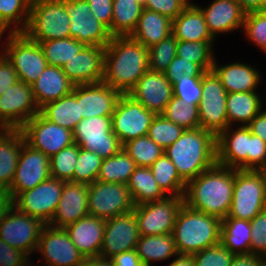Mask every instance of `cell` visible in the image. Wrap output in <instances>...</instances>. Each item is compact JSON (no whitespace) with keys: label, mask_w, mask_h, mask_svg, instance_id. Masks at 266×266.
Returning a JSON list of instances; mask_svg holds the SVG:
<instances>
[{"label":"cell","mask_w":266,"mask_h":266,"mask_svg":"<svg viewBox=\"0 0 266 266\" xmlns=\"http://www.w3.org/2000/svg\"><path fill=\"white\" fill-rule=\"evenodd\" d=\"M24 142L20 129H0V190L11 187Z\"/></svg>","instance_id":"obj_29"},{"label":"cell","mask_w":266,"mask_h":266,"mask_svg":"<svg viewBox=\"0 0 266 266\" xmlns=\"http://www.w3.org/2000/svg\"><path fill=\"white\" fill-rule=\"evenodd\" d=\"M164 153L187 183L217 163L216 136L201 127L186 129Z\"/></svg>","instance_id":"obj_3"},{"label":"cell","mask_w":266,"mask_h":266,"mask_svg":"<svg viewBox=\"0 0 266 266\" xmlns=\"http://www.w3.org/2000/svg\"><path fill=\"white\" fill-rule=\"evenodd\" d=\"M63 187V180L50 177L36 187L19 193L12 200V205L47 225L55 214Z\"/></svg>","instance_id":"obj_12"},{"label":"cell","mask_w":266,"mask_h":266,"mask_svg":"<svg viewBox=\"0 0 266 266\" xmlns=\"http://www.w3.org/2000/svg\"><path fill=\"white\" fill-rule=\"evenodd\" d=\"M149 168L158 186L165 194L167 193V196H184L186 182L180 177L176 167L165 153Z\"/></svg>","instance_id":"obj_39"},{"label":"cell","mask_w":266,"mask_h":266,"mask_svg":"<svg viewBox=\"0 0 266 266\" xmlns=\"http://www.w3.org/2000/svg\"><path fill=\"white\" fill-rule=\"evenodd\" d=\"M234 254L221 243L193 254L195 266H230Z\"/></svg>","instance_id":"obj_52"},{"label":"cell","mask_w":266,"mask_h":266,"mask_svg":"<svg viewBox=\"0 0 266 266\" xmlns=\"http://www.w3.org/2000/svg\"><path fill=\"white\" fill-rule=\"evenodd\" d=\"M156 114L129 94H121L112 114V131L121 144L145 136Z\"/></svg>","instance_id":"obj_13"},{"label":"cell","mask_w":266,"mask_h":266,"mask_svg":"<svg viewBox=\"0 0 266 266\" xmlns=\"http://www.w3.org/2000/svg\"><path fill=\"white\" fill-rule=\"evenodd\" d=\"M137 1H138L139 3H141L142 5H144L146 0H137Z\"/></svg>","instance_id":"obj_68"},{"label":"cell","mask_w":266,"mask_h":266,"mask_svg":"<svg viewBox=\"0 0 266 266\" xmlns=\"http://www.w3.org/2000/svg\"><path fill=\"white\" fill-rule=\"evenodd\" d=\"M243 30L248 39L266 51V11L247 13Z\"/></svg>","instance_id":"obj_51"},{"label":"cell","mask_w":266,"mask_h":266,"mask_svg":"<svg viewBox=\"0 0 266 266\" xmlns=\"http://www.w3.org/2000/svg\"><path fill=\"white\" fill-rule=\"evenodd\" d=\"M111 117L82 119L73 130L74 143L84 150L97 153L102 159L114 156L123 145L112 131Z\"/></svg>","instance_id":"obj_8"},{"label":"cell","mask_w":266,"mask_h":266,"mask_svg":"<svg viewBox=\"0 0 266 266\" xmlns=\"http://www.w3.org/2000/svg\"><path fill=\"white\" fill-rule=\"evenodd\" d=\"M88 194L87 184L64 181L62 196L48 225L65 228L67 225L89 215Z\"/></svg>","instance_id":"obj_25"},{"label":"cell","mask_w":266,"mask_h":266,"mask_svg":"<svg viewBox=\"0 0 266 266\" xmlns=\"http://www.w3.org/2000/svg\"><path fill=\"white\" fill-rule=\"evenodd\" d=\"M266 167V142L250 131V153L248 170H260Z\"/></svg>","instance_id":"obj_56"},{"label":"cell","mask_w":266,"mask_h":266,"mask_svg":"<svg viewBox=\"0 0 266 266\" xmlns=\"http://www.w3.org/2000/svg\"><path fill=\"white\" fill-rule=\"evenodd\" d=\"M144 6L137 0H113L112 36H130L137 26Z\"/></svg>","instance_id":"obj_38"},{"label":"cell","mask_w":266,"mask_h":266,"mask_svg":"<svg viewBox=\"0 0 266 266\" xmlns=\"http://www.w3.org/2000/svg\"><path fill=\"white\" fill-rule=\"evenodd\" d=\"M47 65L63 67L69 59L80 53L86 45L74 38L54 39L39 42Z\"/></svg>","instance_id":"obj_42"},{"label":"cell","mask_w":266,"mask_h":266,"mask_svg":"<svg viewBox=\"0 0 266 266\" xmlns=\"http://www.w3.org/2000/svg\"><path fill=\"white\" fill-rule=\"evenodd\" d=\"M242 10L247 14L250 12L266 11V0H237Z\"/></svg>","instance_id":"obj_63"},{"label":"cell","mask_w":266,"mask_h":266,"mask_svg":"<svg viewBox=\"0 0 266 266\" xmlns=\"http://www.w3.org/2000/svg\"><path fill=\"white\" fill-rule=\"evenodd\" d=\"M3 51L21 82L31 85L47 66L40 44L24 33H10Z\"/></svg>","instance_id":"obj_9"},{"label":"cell","mask_w":266,"mask_h":266,"mask_svg":"<svg viewBox=\"0 0 266 266\" xmlns=\"http://www.w3.org/2000/svg\"><path fill=\"white\" fill-rule=\"evenodd\" d=\"M230 266H266V259L257 254L235 255Z\"/></svg>","instance_id":"obj_60"},{"label":"cell","mask_w":266,"mask_h":266,"mask_svg":"<svg viewBox=\"0 0 266 266\" xmlns=\"http://www.w3.org/2000/svg\"><path fill=\"white\" fill-rule=\"evenodd\" d=\"M227 91L213 70L202 75V97L198 105L199 123L216 137L228 127Z\"/></svg>","instance_id":"obj_7"},{"label":"cell","mask_w":266,"mask_h":266,"mask_svg":"<svg viewBox=\"0 0 266 266\" xmlns=\"http://www.w3.org/2000/svg\"><path fill=\"white\" fill-rule=\"evenodd\" d=\"M40 113L52 123L73 131L83 119L76 99V85L70 94L43 106Z\"/></svg>","instance_id":"obj_33"},{"label":"cell","mask_w":266,"mask_h":266,"mask_svg":"<svg viewBox=\"0 0 266 266\" xmlns=\"http://www.w3.org/2000/svg\"><path fill=\"white\" fill-rule=\"evenodd\" d=\"M214 41H178L176 56L198 64L204 71L212 70L214 60L212 43Z\"/></svg>","instance_id":"obj_45"},{"label":"cell","mask_w":266,"mask_h":266,"mask_svg":"<svg viewBox=\"0 0 266 266\" xmlns=\"http://www.w3.org/2000/svg\"><path fill=\"white\" fill-rule=\"evenodd\" d=\"M70 18V37L86 46L106 47L112 35L93 14L86 0H66Z\"/></svg>","instance_id":"obj_17"},{"label":"cell","mask_w":266,"mask_h":266,"mask_svg":"<svg viewBox=\"0 0 266 266\" xmlns=\"http://www.w3.org/2000/svg\"><path fill=\"white\" fill-rule=\"evenodd\" d=\"M81 266H115V265L112 259L97 256L93 258H87Z\"/></svg>","instance_id":"obj_65"},{"label":"cell","mask_w":266,"mask_h":266,"mask_svg":"<svg viewBox=\"0 0 266 266\" xmlns=\"http://www.w3.org/2000/svg\"><path fill=\"white\" fill-rule=\"evenodd\" d=\"M73 88L74 84L63 69L52 65H47L37 80L31 84V90L39 109L47 103L70 94Z\"/></svg>","instance_id":"obj_28"},{"label":"cell","mask_w":266,"mask_h":266,"mask_svg":"<svg viewBox=\"0 0 266 266\" xmlns=\"http://www.w3.org/2000/svg\"><path fill=\"white\" fill-rule=\"evenodd\" d=\"M251 133L266 142V110L261 111L247 125Z\"/></svg>","instance_id":"obj_62"},{"label":"cell","mask_w":266,"mask_h":266,"mask_svg":"<svg viewBox=\"0 0 266 266\" xmlns=\"http://www.w3.org/2000/svg\"><path fill=\"white\" fill-rule=\"evenodd\" d=\"M251 232L250 221L225 217L221 224L220 243L234 255L249 254Z\"/></svg>","instance_id":"obj_35"},{"label":"cell","mask_w":266,"mask_h":266,"mask_svg":"<svg viewBox=\"0 0 266 266\" xmlns=\"http://www.w3.org/2000/svg\"><path fill=\"white\" fill-rule=\"evenodd\" d=\"M123 150L135 161L136 166L141 167H150L164 154V150L147 135L126 142Z\"/></svg>","instance_id":"obj_44"},{"label":"cell","mask_w":266,"mask_h":266,"mask_svg":"<svg viewBox=\"0 0 266 266\" xmlns=\"http://www.w3.org/2000/svg\"><path fill=\"white\" fill-rule=\"evenodd\" d=\"M20 130L28 145L49 158L74 144L73 131L52 123L40 112L27 121Z\"/></svg>","instance_id":"obj_14"},{"label":"cell","mask_w":266,"mask_h":266,"mask_svg":"<svg viewBox=\"0 0 266 266\" xmlns=\"http://www.w3.org/2000/svg\"><path fill=\"white\" fill-rule=\"evenodd\" d=\"M27 256L20 249L14 248L0 239V266H24L30 260Z\"/></svg>","instance_id":"obj_57"},{"label":"cell","mask_w":266,"mask_h":266,"mask_svg":"<svg viewBox=\"0 0 266 266\" xmlns=\"http://www.w3.org/2000/svg\"><path fill=\"white\" fill-rule=\"evenodd\" d=\"M90 5L92 14L104 24L111 33V21L113 18V0H86Z\"/></svg>","instance_id":"obj_58"},{"label":"cell","mask_w":266,"mask_h":266,"mask_svg":"<svg viewBox=\"0 0 266 266\" xmlns=\"http://www.w3.org/2000/svg\"><path fill=\"white\" fill-rule=\"evenodd\" d=\"M140 233L134 211L106 220L100 255L112 258L125 251L136 249Z\"/></svg>","instance_id":"obj_20"},{"label":"cell","mask_w":266,"mask_h":266,"mask_svg":"<svg viewBox=\"0 0 266 266\" xmlns=\"http://www.w3.org/2000/svg\"><path fill=\"white\" fill-rule=\"evenodd\" d=\"M105 47L86 46L62 67L74 85L98 83L104 75Z\"/></svg>","instance_id":"obj_23"},{"label":"cell","mask_w":266,"mask_h":266,"mask_svg":"<svg viewBox=\"0 0 266 266\" xmlns=\"http://www.w3.org/2000/svg\"><path fill=\"white\" fill-rule=\"evenodd\" d=\"M121 93L103 81L76 85V99L83 119L96 116H112Z\"/></svg>","instance_id":"obj_24"},{"label":"cell","mask_w":266,"mask_h":266,"mask_svg":"<svg viewBox=\"0 0 266 266\" xmlns=\"http://www.w3.org/2000/svg\"><path fill=\"white\" fill-rule=\"evenodd\" d=\"M266 208V189L260 170L235 169L232 203L227 217L251 221Z\"/></svg>","instance_id":"obj_6"},{"label":"cell","mask_w":266,"mask_h":266,"mask_svg":"<svg viewBox=\"0 0 266 266\" xmlns=\"http://www.w3.org/2000/svg\"><path fill=\"white\" fill-rule=\"evenodd\" d=\"M30 264H32V263H30V261H28L24 266H33V264L32 265H30Z\"/></svg>","instance_id":"obj_69"},{"label":"cell","mask_w":266,"mask_h":266,"mask_svg":"<svg viewBox=\"0 0 266 266\" xmlns=\"http://www.w3.org/2000/svg\"><path fill=\"white\" fill-rule=\"evenodd\" d=\"M183 197L167 196L165 199L136 205L133 209L140 236H154L173 232Z\"/></svg>","instance_id":"obj_10"},{"label":"cell","mask_w":266,"mask_h":266,"mask_svg":"<svg viewBox=\"0 0 266 266\" xmlns=\"http://www.w3.org/2000/svg\"><path fill=\"white\" fill-rule=\"evenodd\" d=\"M136 167L135 161L122 148L114 156L103 159L97 181L127 185Z\"/></svg>","instance_id":"obj_40"},{"label":"cell","mask_w":266,"mask_h":266,"mask_svg":"<svg viewBox=\"0 0 266 266\" xmlns=\"http://www.w3.org/2000/svg\"><path fill=\"white\" fill-rule=\"evenodd\" d=\"M23 33L37 43L69 38L66 0H32L28 25Z\"/></svg>","instance_id":"obj_5"},{"label":"cell","mask_w":266,"mask_h":266,"mask_svg":"<svg viewBox=\"0 0 266 266\" xmlns=\"http://www.w3.org/2000/svg\"><path fill=\"white\" fill-rule=\"evenodd\" d=\"M168 266H195L193 255L177 254V258Z\"/></svg>","instance_id":"obj_66"},{"label":"cell","mask_w":266,"mask_h":266,"mask_svg":"<svg viewBox=\"0 0 266 266\" xmlns=\"http://www.w3.org/2000/svg\"><path fill=\"white\" fill-rule=\"evenodd\" d=\"M250 253L266 259V208L251 221Z\"/></svg>","instance_id":"obj_53"},{"label":"cell","mask_w":266,"mask_h":266,"mask_svg":"<svg viewBox=\"0 0 266 266\" xmlns=\"http://www.w3.org/2000/svg\"><path fill=\"white\" fill-rule=\"evenodd\" d=\"M50 177V158L24 142L12 185L7 192L13 200L19 193L36 187Z\"/></svg>","instance_id":"obj_18"},{"label":"cell","mask_w":266,"mask_h":266,"mask_svg":"<svg viewBox=\"0 0 266 266\" xmlns=\"http://www.w3.org/2000/svg\"><path fill=\"white\" fill-rule=\"evenodd\" d=\"M80 147L72 144L63 148L50 158V175L53 178L69 182L73 179Z\"/></svg>","instance_id":"obj_46"},{"label":"cell","mask_w":266,"mask_h":266,"mask_svg":"<svg viewBox=\"0 0 266 266\" xmlns=\"http://www.w3.org/2000/svg\"><path fill=\"white\" fill-rule=\"evenodd\" d=\"M45 225L41 220L22 213L12 206L0 223V239L30 257L31 253L37 250Z\"/></svg>","instance_id":"obj_15"},{"label":"cell","mask_w":266,"mask_h":266,"mask_svg":"<svg viewBox=\"0 0 266 266\" xmlns=\"http://www.w3.org/2000/svg\"><path fill=\"white\" fill-rule=\"evenodd\" d=\"M184 130L183 127L166 119L162 114H159L152 120L147 136L165 150L179 139Z\"/></svg>","instance_id":"obj_47"},{"label":"cell","mask_w":266,"mask_h":266,"mask_svg":"<svg viewBox=\"0 0 266 266\" xmlns=\"http://www.w3.org/2000/svg\"><path fill=\"white\" fill-rule=\"evenodd\" d=\"M204 72L205 71L198 64L192 63L189 60L186 61L179 56H175L164 74L169 82L173 84L177 79L181 77L183 78L185 74L189 76H202Z\"/></svg>","instance_id":"obj_54"},{"label":"cell","mask_w":266,"mask_h":266,"mask_svg":"<svg viewBox=\"0 0 266 266\" xmlns=\"http://www.w3.org/2000/svg\"><path fill=\"white\" fill-rule=\"evenodd\" d=\"M162 115L185 130L200 127L198 105L186 103L175 96L169 101Z\"/></svg>","instance_id":"obj_43"},{"label":"cell","mask_w":266,"mask_h":266,"mask_svg":"<svg viewBox=\"0 0 266 266\" xmlns=\"http://www.w3.org/2000/svg\"><path fill=\"white\" fill-rule=\"evenodd\" d=\"M173 96L182 99L186 103L199 105L202 97V76L186 75L175 81Z\"/></svg>","instance_id":"obj_50"},{"label":"cell","mask_w":266,"mask_h":266,"mask_svg":"<svg viewBox=\"0 0 266 266\" xmlns=\"http://www.w3.org/2000/svg\"><path fill=\"white\" fill-rule=\"evenodd\" d=\"M136 252L144 266H151L153 261L169 259L178 254L172 233L140 236Z\"/></svg>","instance_id":"obj_36"},{"label":"cell","mask_w":266,"mask_h":266,"mask_svg":"<svg viewBox=\"0 0 266 266\" xmlns=\"http://www.w3.org/2000/svg\"><path fill=\"white\" fill-rule=\"evenodd\" d=\"M37 250L47 266H81L86 260L64 228L48 224L41 232Z\"/></svg>","instance_id":"obj_19"},{"label":"cell","mask_w":266,"mask_h":266,"mask_svg":"<svg viewBox=\"0 0 266 266\" xmlns=\"http://www.w3.org/2000/svg\"><path fill=\"white\" fill-rule=\"evenodd\" d=\"M128 94L146 109L159 115L173 97V85L164 73L148 70Z\"/></svg>","instance_id":"obj_21"},{"label":"cell","mask_w":266,"mask_h":266,"mask_svg":"<svg viewBox=\"0 0 266 266\" xmlns=\"http://www.w3.org/2000/svg\"><path fill=\"white\" fill-rule=\"evenodd\" d=\"M32 0H0V31L23 33L28 25ZM15 25L14 27H10ZM21 26H18V25Z\"/></svg>","instance_id":"obj_41"},{"label":"cell","mask_w":266,"mask_h":266,"mask_svg":"<svg viewBox=\"0 0 266 266\" xmlns=\"http://www.w3.org/2000/svg\"><path fill=\"white\" fill-rule=\"evenodd\" d=\"M171 34L172 20L170 18L144 8L130 37L144 47L150 48Z\"/></svg>","instance_id":"obj_32"},{"label":"cell","mask_w":266,"mask_h":266,"mask_svg":"<svg viewBox=\"0 0 266 266\" xmlns=\"http://www.w3.org/2000/svg\"><path fill=\"white\" fill-rule=\"evenodd\" d=\"M212 70L227 93L255 91L261 78L257 69L240 62L219 66L214 60Z\"/></svg>","instance_id":"obj_30"},{"label":"cell","mask_w":266,"mask_h":266,"mask_svg":"<svg viewBox=\"0 0 266 266\" xmlns=\"http://www.w3.org/2000/svg\"><path fill=\"white\" fill-rule=\"evenodd\" d=\"M189 3V0H146L143 6L173 20Z\"/></svg>","instance_id":"obj_55"},{"label":"cell","mask_w":266,"mask_h":266,"mask_svg":"<svg viewBox=\"0 0 266 266\" xmlns=\"http://www.w3.org/2000/svg\"><path fill=\"white\" fill-rule=\"evenodd\" d=\"M202 11L209 33L215 39L217 34L243 28L246 13L237 0H214Z\"/></svg>","instance_id":"obj_27"},{"label":"cell","mask_w":266,"mask_h":266,"mask_svg":"<svg viewBox=\"0 0 266 266\" xmlns=\"http://www.w3.org/2000/svg\"><path fill=\"white\" fill-rule=\"evenodd\" d=\"M111 259L115 266H144L137 255L136 249L122 252Z\"/></svg>","instance_id":"obj_61"},{"label":"cell","mask_w":266,"mask_h":266,"mask_svg":"<svg viewBox=\"0 0 266 266\" xmlns=\"http://www.w3.org/2000/svg\"><path fill=\"white\" fill-rule=\"evenodd\" d=\"M12 206V198L10 194L7 191L0 190V223Z\"/></svg>","instance_id":"obj_64"},{"label":"cell","mask_w":266,"mask_h":266,"mask_svg":"<svg viewBox=\"0 0 266 266\" xmlns=\"http://www.w3.org/2000/svg\"><path fill=\"white\" fill-rule=\"evenodd\" d=\"M260 171H261V173H262V175H263V177H264V181H265V189H266V167L260 169Z\"/></svg>","instance_id":"obj_67"},{"label":"cell","mask_w":266,"mask_h":266,"mask_svg":"<svg viewBox=\"0 0 266 266\" xmlns=\"http://www.w3.org/2000/svg\"><path fill=\"white\" fill-rule=\"evenodd\" d=\"M228 126L216 137L217 164L240 170H248L250 153V129L240 126L232 130Z\"/></svg>","instance_id":"obj_22"},{"label":"cell","mask_w":266,"mask_h":266,"mask_svg":"<svg viewBox=\"0 0 266 266\" xmlns=\"http://www.w3.org/2000/svg\"><path fill=\"white\" fill-rule=\"evenodd\" d=\"M19 81L16 70L4 54L0 55V96Z\"/></svg>","instance_id":"obj_59"},{"label":"cell","mask_w":266,"mask_h":266,"mask_svg":"<svg viewBox=\"0 0 266 266\" xmlns=\"http://www.w3.org/2000/svg\"><path fill=\"white\" fill-rule=\"evenodd\" d=\"M149 70L148 48L130 36H113L105 47L103 82L128 94Z\"/></svg>","instance_id":"obj_1"},{"label":"cell","mask_w":266,"mask_h":266,"mask_svg":"<svg viewBox=\"0 0 266 266\" xmlns=\"http://www.w3.org/2000/svg\"><path fill=\"white\" fill-rule=\"evenodd\" d=\"M177 42L178 40L171 34L148 48L149 70L164 73L176 56Z\"/></svg>","instance_id":"obj_49"},{"label":"cell","mask_w":266,"mask_h":266,"mask_svg":"<svg viewBox=\"0 0 266 266\" xmlns=\"http://www.w3.org/2000/svg\"><path fill=\"white\" fill-rule=\"evenodd\" d=\"M89 215L108 220L133 211L135 205L127 185L95 181L88 185Z\"/></svg>","instance_id":"obj_11"},{"label":"cell","mask_w":266,"mask_h":266,"mask_svg":"<svg viewBox=\"0 0 266 266\" xmlns=\"http://www.w3.org/2000/svg\"><path fill=\"white\" fill-rule=\"evenodd\" d=\"M172 34L178 41H213L204 15L198 5L189 3L183 11L172 20Z\"/></svg>","instance_id":"obj_31"},{"label":"cell","mask_w":266,"mask_h":266,"mask_svg":"<svg viewBox=\"0 0 266 266\" xmlns=\"http://www.w3.org/2000/svg\"><path fill=\"white\" fill-rule=\"evenodd\" d=\"M102 161L97 153L80 148L73 179L70 182L87 185L94 183L98 178Z\"/></svg>","instance_id":"obj_48"},{"label":"cell","mask_w":266,"mask_h":266,"mask_svg":"<svg viewBox=\"0 0 266 266\" xmlns=\"http://www.w3.org/2000/svg\"><path fill=\"white\" fill-rule=\"evenodd\" d=\"M221 224L219 217L190 209L184 204L172 232L178 254L193 255L219 244Z\"/></svg>","instance_id":"obj_4"},{"label":"cell","mask_w":266,"mask_h":266,"mask_svg":"<svg viewBox=\"0 0 266 266\" xmlns=\"http://www.w3.org/2000/svg\"><path fill=\"white\" fill-rule=\"evenodd\" d=\"M39 112L31 85L19 80L0 96V129H20Z\"/></svg>","instance_id":"obj_16"},{"label":"cell","mask_w":266,"mask_h":266,"mask_svg":"<svg viewBox=\"0 0 266 266\" xmlns=\"http://www.w3.org/2000/svg\"><path fill=\"white\" fill-rule=\"evenodd\" d=\"M235 169L215 164L186 183L184 204L190 209L227 217L233 197Z\"/></svg>","instance_id":"obj_2"},{"label":"cell","mask_w":266,"mask_h":266,"mask_svg":"<svg viewBox=\"0 0 266 266\" xmlns=\"http://www.w3.org/2000/svg\"><path fill=\"white\" fill-rule=\"evenodd\" d=\"M256 91L227 93L226 110L228 126L232 122L243 123L247 126L262 109V99Z\"/></svg>","instance_id":"obj_34"},{"label":"cell","mask_w":266,"mask_h":266,"mask_svg":"<svg viewBox=\"0 0 266 266\" xmlns=\"http://www.w3.org/2000/svg\"><path fill=\"white\" fill-rule=\"evenodd\" d=\"M127 187L135 206L167 197V194L158 186L149 167L137 166L130 176Z\"/></svg>","instance_id":"obj_37"},{"label":"cell","mask_w":266,"mask_h":266,"mask_svg":"<svg viewBox=\"0 0 266 266\" xmlns=\"http://www.w3.org/2000/svg\"><path fill=\"white\" fill-rule=\"evenodd\" d=\"M106 220L87 215L64 229L79 252L87 258L100 255Z\"/></svg>","instance_id":"obj_26"}]
</instances>
